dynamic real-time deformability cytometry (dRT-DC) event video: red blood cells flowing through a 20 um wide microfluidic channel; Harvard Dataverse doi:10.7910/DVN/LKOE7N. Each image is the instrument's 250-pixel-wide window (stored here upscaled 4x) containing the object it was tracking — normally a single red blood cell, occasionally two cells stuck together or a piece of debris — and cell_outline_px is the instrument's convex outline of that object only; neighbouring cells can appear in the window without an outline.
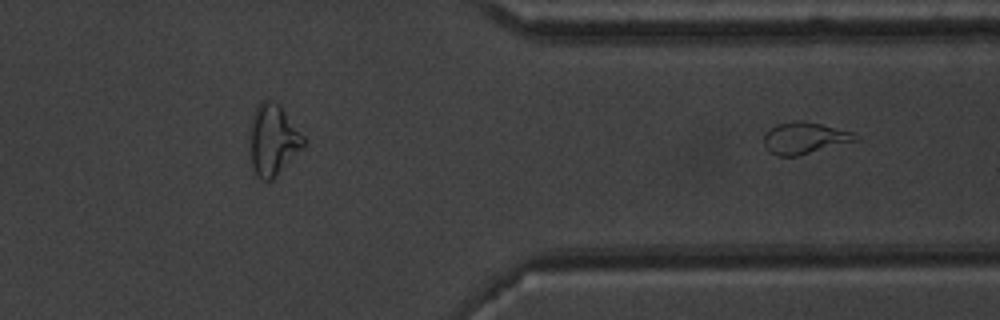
{"species": "common noctule bat (a hibernating species)", "species_latin": "Nyctalus noctula", "temperature_condition": "warm", "stored_images_in_passage": 28, "segment_of_instrument_passage": [2, 2], "camera_frame_rate_fps": 3000, "um_per_image_px": 0.085, "animal": {"sex": "male", "body_mass_g": 20.1, "forearm_length_mm": 53.5}, "frame": {"image": 1, "passage_image": 28, "time_ms": 9.0, "image_size_px": [1000, 320], "cell_outline_px": [[860, 140], [796, 156], [776, 156], [768, 152], [764, 144], [764, 132], [776, 124], [792, 120], [804, 120], [852, 132], [860, 136]], "centroid_in_image_um": [68.36, 11.73], "position_along_channel_um": 343.0, "area_um2": 17.11}}